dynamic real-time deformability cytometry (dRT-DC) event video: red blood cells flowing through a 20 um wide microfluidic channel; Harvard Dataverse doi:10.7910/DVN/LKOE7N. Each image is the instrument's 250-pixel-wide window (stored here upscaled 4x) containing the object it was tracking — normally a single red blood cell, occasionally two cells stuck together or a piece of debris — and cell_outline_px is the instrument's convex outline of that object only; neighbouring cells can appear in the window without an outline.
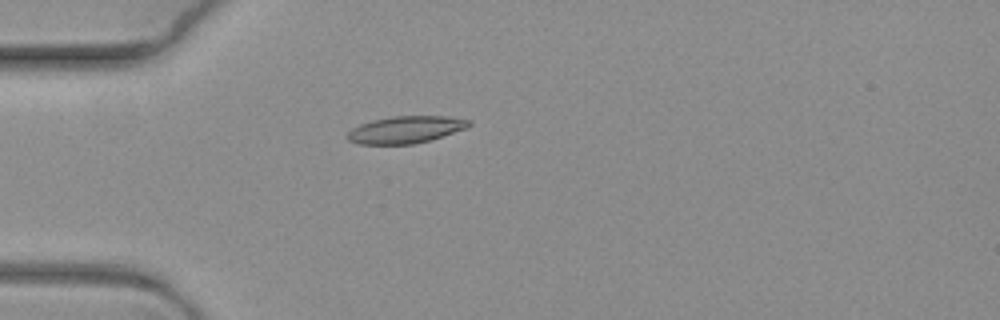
{"species": "common noctule bat (a hibernating species)", "species_latin": "Nyctalus noctula", "temperature_condition": "warm", "stored_images_in_passage": 8, "camera_frame_rate_fps": 3000, "um_per_image_px": 0.085, "animal": {"sex": "female", "body_mass_g": 19.3, "forearm_length_mm": 54.1}, "frame": {"image": 1, "passage_image": 5, "time_ms": 1.333, "image_size_px": [1000, 320], "cell_outline_px": [[472, 124], [468, 128], [432, 140], [412, 144], [360, 144], [348, 140], [348, 132], [352, 128], [360, 124], [372, 120], [392, 116], [448, 116], [472, 120]], "centroid_in_image_um": [34.54, 11.01], "position_along_channel_um": 50.5, "area_um2": 19.36}}
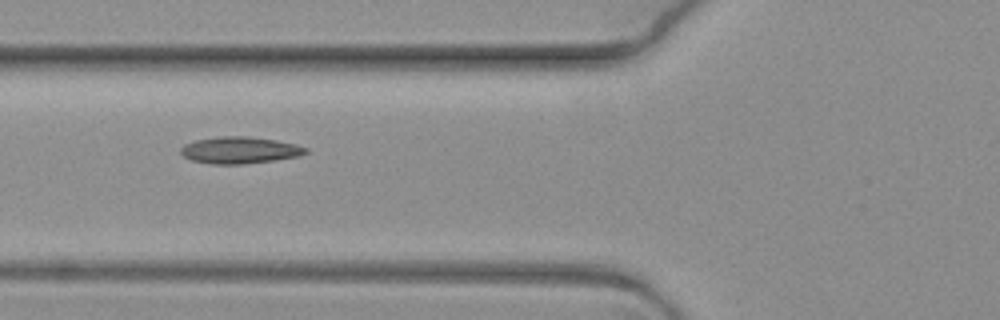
{"frame": {"image": 2, "passage_image": 7, "time_ms": 2.0, "image_size_px": [1000, 320], "cell_outline_px": [[308, 152], [296, 156], [272, 160], [244, 164], [212, 164], [192, 160], [184, 156], [180, 152], [180, 148], [184, 144], [196, 140], [220, 136], [248, 136], [276, 140], [296, 144], [308, 148]], "centroid_in_image_um": [20.36, 12.75], "position_along_channel_um": 105.4, "area_um2": 19.36}}